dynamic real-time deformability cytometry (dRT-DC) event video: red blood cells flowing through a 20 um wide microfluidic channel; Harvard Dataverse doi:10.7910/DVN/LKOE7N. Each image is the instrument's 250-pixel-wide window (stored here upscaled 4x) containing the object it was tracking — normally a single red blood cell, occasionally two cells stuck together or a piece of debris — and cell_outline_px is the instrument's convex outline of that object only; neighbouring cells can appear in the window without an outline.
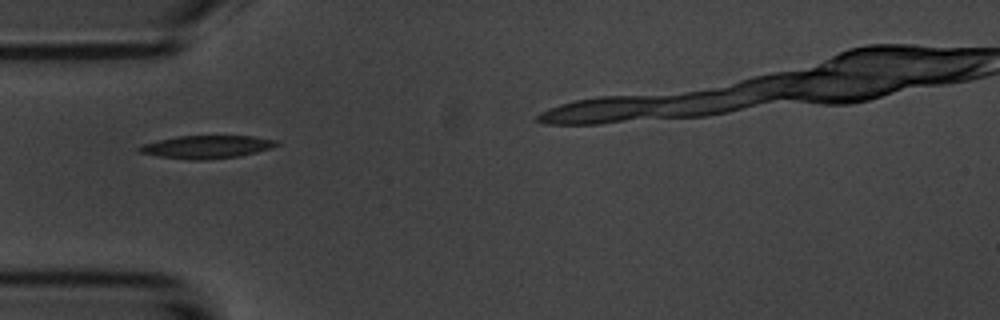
{"species": "common noctule bat (a hibernating species)", "species_latin": "Nyctalus noctula", "temperature_condition": "room temperature", "stored_images_in_passage": 29, "camera_frame_rate_fps": 3000, "um_per_image_px": 0.085, "animal": {"sex": "male", "body_mass_g": 20.1, "forearm_length_mm": 53.5}, "frame": {"image": 1, "passage_image": 1, "time_ms": 0.0, "image_size_px": [1000, 320], "cell_outline_px": [[280, 144], [272, 148], [240, 156], [204, 160], [188, 160], [160, 156], [140, 152], [136, 148], [140, 144], [176, 136], [252, 136], [276, 140]], "centroid_in_image_um": [17.56, 12.48], "position_along_channel_um": 67.4, "area_um2": 18.38}}
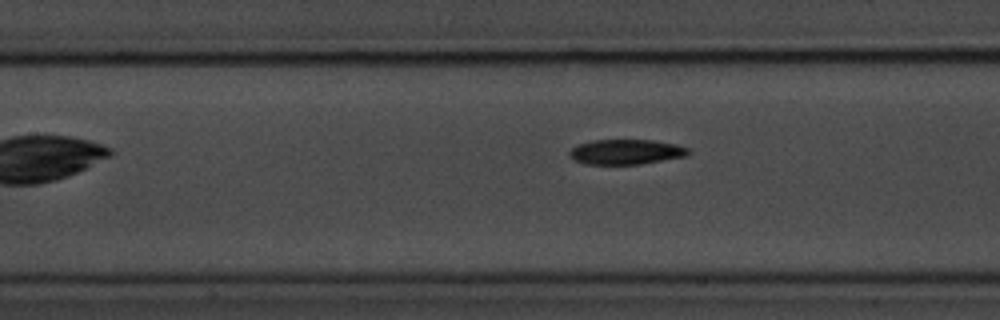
{"frame": {"image": 2, "passage_image": 8, "time_ms": 2.333, "image_size_px": [1000, 320], "cell_outline_px": [[692, 152], [684, 156], [640, 164], [584, 164], [576, 160], [568, 152], [572, 148], [580, 144], [592, 140], [652, 140], [676, 144], [688, 148]], "centroid_in_image_um": [53.23, 12.9], "position_along_channel_um": 154.2, "area_um2": 17.11}}
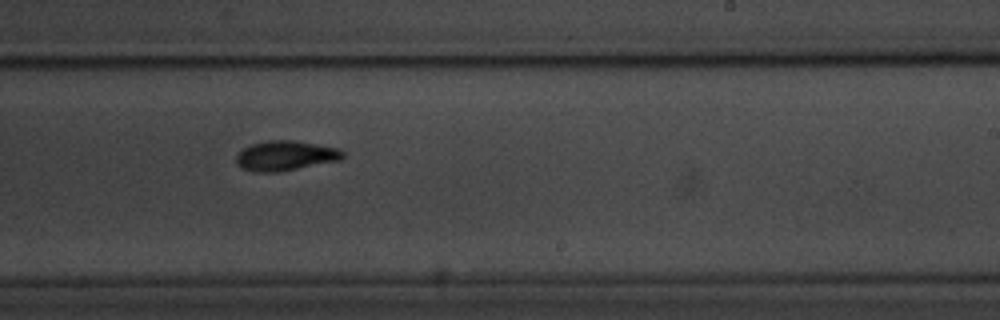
{"frame": {"image": 3, "passage_image": 17, "time_ms": 5.333, "image_size_px": [1000, 320], "cell_outline_px": [[344, 156], [340, 160], [276, 172], [256, 172], [240, 168], [236, 164], [236, 156], [244, 148], [252, 144], [264, 140], [296, 140], [340, 148], [344, 152]], "centroid_in_image_um": [24.26, 13.22], "position_along_channel_um": 264.7, "area_um2": 18.61}}